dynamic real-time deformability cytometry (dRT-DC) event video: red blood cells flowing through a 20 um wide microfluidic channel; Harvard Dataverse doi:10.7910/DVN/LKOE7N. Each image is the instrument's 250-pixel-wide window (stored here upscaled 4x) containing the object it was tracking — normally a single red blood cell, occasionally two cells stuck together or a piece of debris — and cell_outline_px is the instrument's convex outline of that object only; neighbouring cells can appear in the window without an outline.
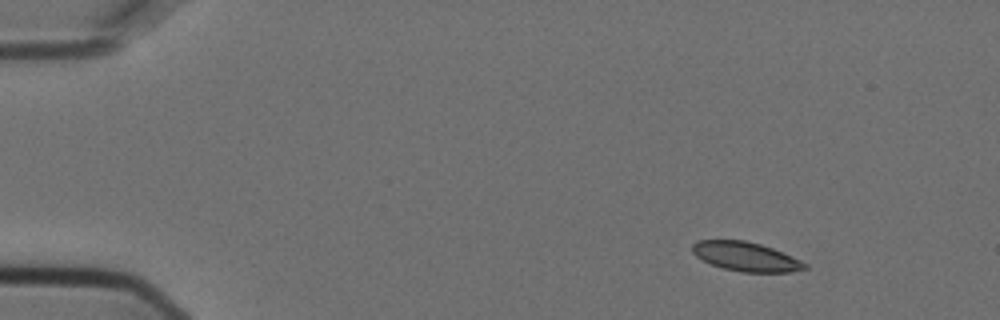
{"species": "Egyptian fruit bat (a non-hibernating species)", "species_latin": "Rousettus aegyptiacus", "temperature_condition": "cold", "stored_images_in_passage": 5, "camera_frame_rate_fps": 3000, "um_per_image_px": 0.085, "animal": {"sex": "female"}, "frame": {"image": 1, "passage_image": 1, "time_ms": 0.0, "image_size_px": [1000, 320], "cell_outline_px": [[808, 268], [792, 272], [740, 272], [724, 268], [712, 264], [696, 256], [692, 252], [692, 244], [696, 240], [744, 240], [760, 244], [772, 248], [800, 260], [808, 264]], "centroid_in_image_um": [63.4, 21.81], "position_along_channel_um": 21.6, "area_um2": 19.02}}
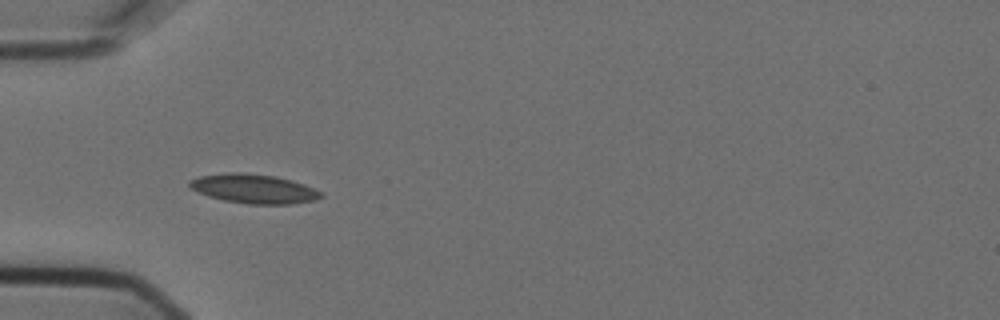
{"frame": {"image": 2, "passage_image": 4, "time_ms": 1.0, "image_size_px": [1000, 320], "cell_outline_px": [[324, 196], [316, 200], [292, 204], [248, 204], [224, 200], [208, 196], [192, 188], [188, 184], [188, 180], [200, 176], [232, 172], [240, 172], [276, 176], [292, 180], [304, 184], [320, 192]], "centroid_in_image_um": [21.59, 16.04], "position_along_channel_um": 63.4, "area_um2": 22.25}}
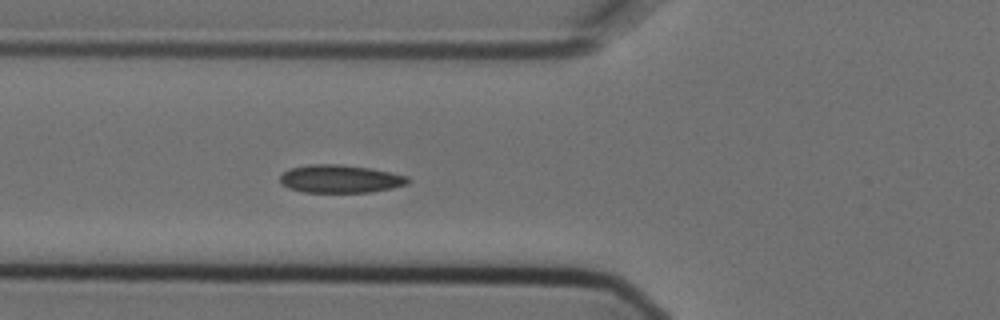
{"frame": {"image": 3, "passage_image": 5, "time_ms": 1.333, "image_size_px": [1000, 320], "cell_outline_px": [[412, 180], [408, 184], [392, 188], [372, 192], [304, 192], [288, 188], [280, 184], [280, 176], [284, 172], [292, 168], [308, 164], [340, 164], [368, 168], [408, 176]], "centroid_in_image_um": [28.92, 15.21], "position_along_channel_um": 96.9, "area_um2": 20.87}}